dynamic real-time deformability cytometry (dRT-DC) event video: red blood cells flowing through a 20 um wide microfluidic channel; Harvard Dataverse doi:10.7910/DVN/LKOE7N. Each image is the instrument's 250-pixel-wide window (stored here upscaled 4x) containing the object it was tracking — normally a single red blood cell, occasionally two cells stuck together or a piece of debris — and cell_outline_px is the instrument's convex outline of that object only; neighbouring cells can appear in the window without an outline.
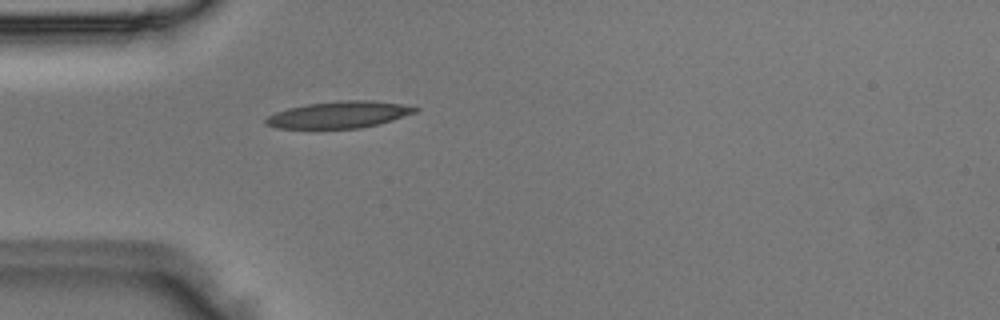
{"species": "Egyptian fruit bat (a non-hibernating species)", "species_latin": "Rousettus aegyptiacus", "temperature_condition": "room temperature", "stored_images_in_passage": 3, "camera_frame_rate_fps": 3000, "um_per_image_px": 0.085, "animal": {"sex": "male"}, "frame": {"image": 1, "passage_image": 3, "time_ms": 0.667, "image_size_px": [1000, 320], "cell_outline_px": [[420, 108], [416, 112], [380, 124], [360, 128], [276, 128], [264, 124], [264, 120], [268, 116], [276, 112], [288, 108], [308, 104], [340, 100], [368, 100], [400, 104]], "centroid_in_image_um": [28.8, 9.75], "position_along_channel_um": 56.2, "area_um2": 23.12}}